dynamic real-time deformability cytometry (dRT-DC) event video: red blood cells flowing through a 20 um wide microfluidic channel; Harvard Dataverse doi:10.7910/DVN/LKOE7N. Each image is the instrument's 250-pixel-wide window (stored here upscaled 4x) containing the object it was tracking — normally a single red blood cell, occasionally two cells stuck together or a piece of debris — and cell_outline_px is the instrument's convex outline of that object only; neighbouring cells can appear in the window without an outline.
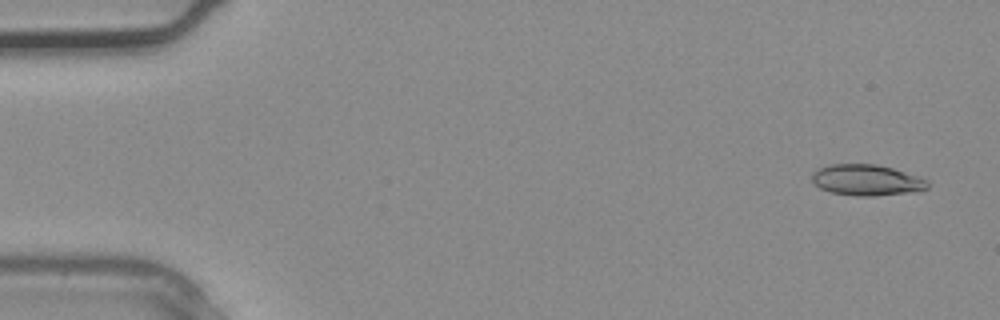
{"species": "common noctule bat (a hibernating species)", "species_latin": "Nyctalus noctula", "temperature_condition": "warm", "stored_images_in_passage": 3, "camera_frame_rate_fps": 3000, "um_per_image_px": 0.085, "animal": {"sex": "male", "body_mass_g": 20.4}, "frame": {"image": 1, "passage_image": 1, "time_ms": 0.0, "image_size_px": [1000, 320], "cell_outline_px": [[928, 188], [920, 192], [872, 196], [856, 196], [832, 192], [820, 188], [812, 180], [812, 172], [816, 168], [828, 164], [876, 164], [892, 168], [928, 180]], "centroid_in_image_um": [73.67, 15.31], "position_along_channel_um": 11.3, "area_um2": 21.04}}
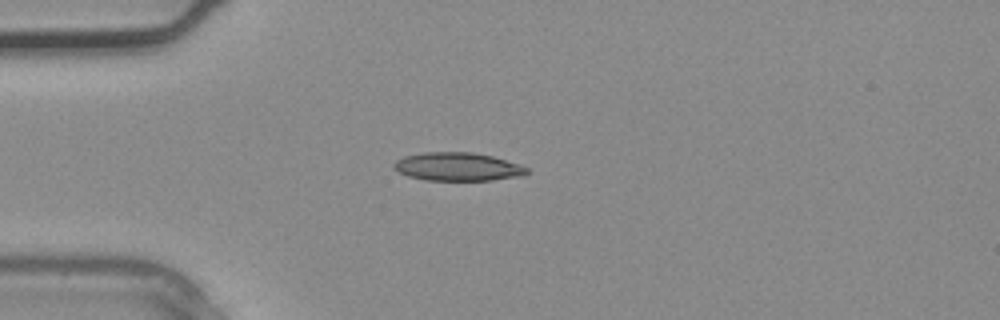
{"frame": {"image": 2, "passage_image": 3, "time_ms": 0.667, "image_size_px": [1000, 320], "cell_outline_px": [[528, 172], [524, 176], [492, 180], [428, 180], [408, 176], [392, 168], [392, 164], [396, 160], [404, 156], [424, 152], [472, 152], [492, 156], [528, 168]], "centroid_in_image_um": [38.87, 14.17], "position_along_channel_um": 46.1, "area_um2": 21.85}}